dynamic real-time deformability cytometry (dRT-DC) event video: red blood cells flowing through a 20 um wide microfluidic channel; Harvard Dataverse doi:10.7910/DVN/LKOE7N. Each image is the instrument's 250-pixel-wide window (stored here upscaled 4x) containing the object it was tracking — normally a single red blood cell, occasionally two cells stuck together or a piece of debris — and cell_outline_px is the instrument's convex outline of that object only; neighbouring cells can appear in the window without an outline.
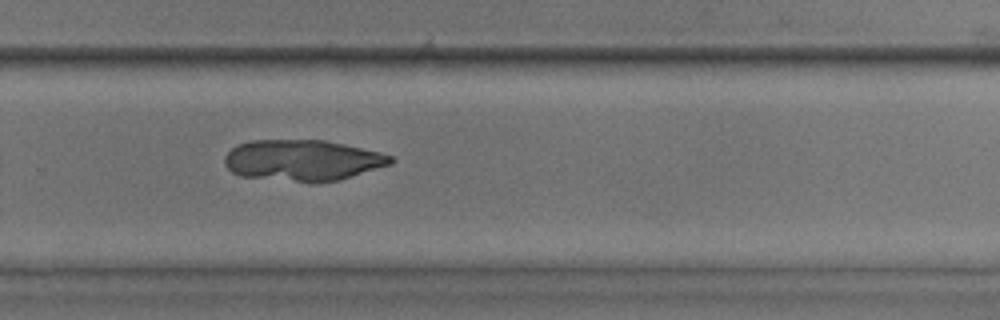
{"species": "common noctule bat (a hibernating species)", "species_latin": "Nyctalus noctula", "temperature_condition": "room temperature", "stored_images_in_passage": 48, "camera_frame_rate_fps": 3000, "um_per_image_px": 0.085, "animal": {"sex": "male", "body_mass_g": 17.9, "forearm_length_mm": 54.2}, "frame": {"image": 1, "passage_image": 33, "time_ms": 10.667, "image_size_px": [1000, 320], "cell_outline_px": [[396, 160], [392, 164], [340, 180], [296, 180], [240, 176], [232, 172], [224, 164], [224, 156], [236, 144], [252, 140], [324, 140], [344, 144], [380, 152], [392, 156]], "centroid_in_image_um": [25.73, 13.59], "position_along_channel_um": 304.1, "area_um2": 39.13}}
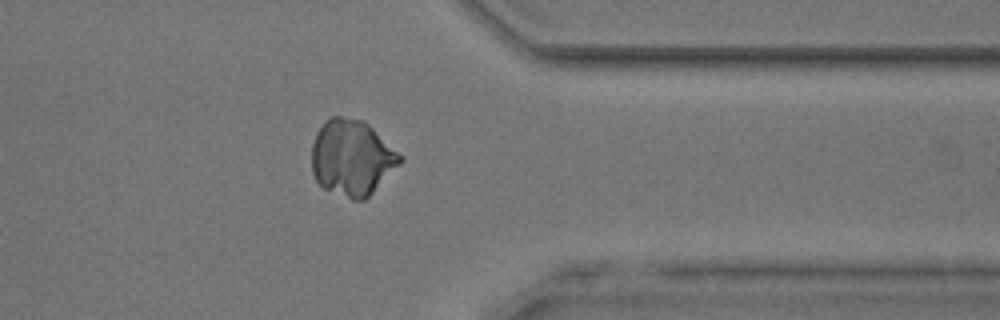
{"frame": {"image": 2, "passage_image": 39, "time_ms": 12.667, "image_size_px": [1000, 320], "cell_outline_px": [[404, 160], [364, 200], [352, 200], [324, 188], [316, 180], [312, 172], [312, 144], [316, 132], [324, 120], [332, 116], [340, 116], [364, 120]], "centroid_in_image_um": [29.86, 13.4], "position_along_channel_um": 381.5, "area_um2": 38.61}}
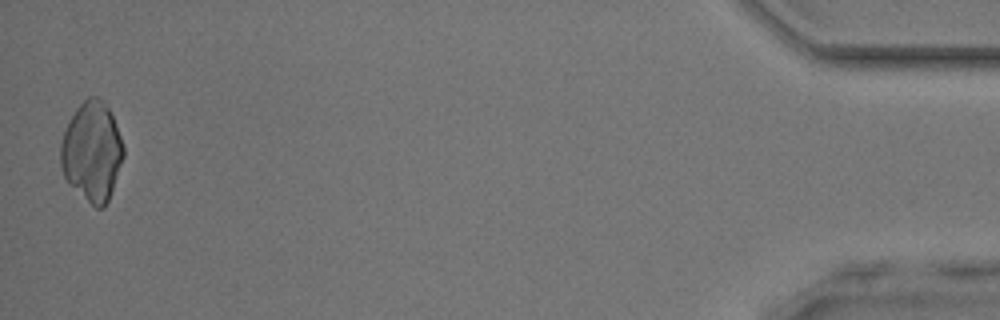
{"frame": {"image": 3, "passage_image": 48, "time_ms": 15.667, "image_size_px": [1000, 320], "cell_outline_px": [[124, 156], [108, 200], [104, 208], [96, 208], [64, 176], [60, 164], [60, 144], [64, 132], [76, 108], [88, 96], [96, 96], [104, 100], [112, 116], [120, 136], [124, 148]], "centroid_in_image_um": [7.82, 12.84], "position_along_channel_um": 427.4, "area_um2": 35.72}}